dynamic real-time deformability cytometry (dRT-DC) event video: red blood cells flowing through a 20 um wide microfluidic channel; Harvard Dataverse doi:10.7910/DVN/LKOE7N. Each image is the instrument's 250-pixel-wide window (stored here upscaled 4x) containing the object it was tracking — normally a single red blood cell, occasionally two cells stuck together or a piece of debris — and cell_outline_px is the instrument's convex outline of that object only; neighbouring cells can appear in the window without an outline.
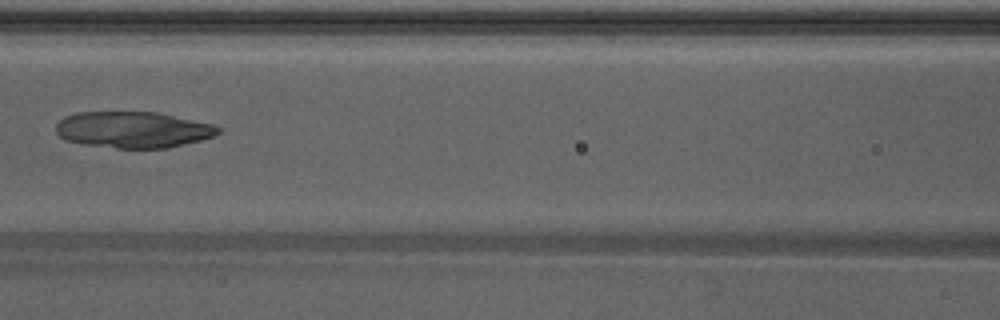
{"species": "Egyptian fruit bat (a non-hibernating species)", "species_latin": "Rousettus aegyptiacus", "temperature_condition": "warm", "stored_images_in_passage": 37, "camera_frame_rate_fps": 3000, "um_per_image_px": 0.085, "animal": {"sex": "male"}, "frame": {"image": 1, "passage_image": 11, "time_ms": 3.333, "image_size_px": [1000, 320], "cell_outline_px": [[220, 132], [216, 136], [168, 148], [116, 148], [80, 144], [64, 140], [56, 132], [56, 124], [64, 116], [76, 112], [156, 112], [212, 124], [220, 128]], "centroid_in_image_um": [11.27, 11.03], "position_along_channel_um": 155.3, "area_um2": 34.39}}
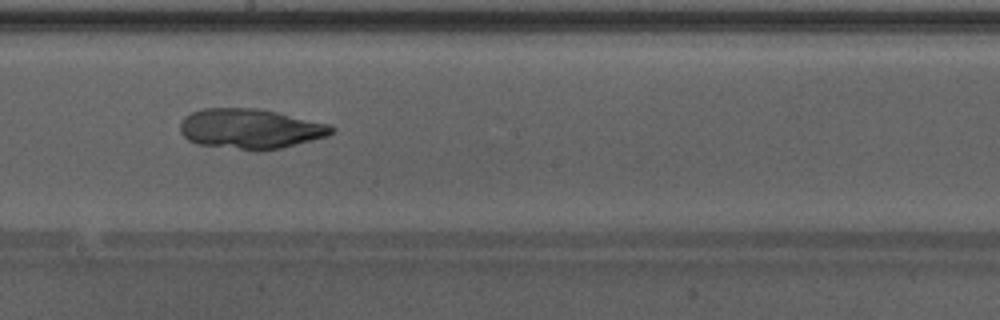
{"frame": {"image": 2, "passage_image": 16, "time_ms": 5.0, "image_size_px": [1000, 320], "cell_outline_px": [[336, 132], [328, 136], [280, 148], [256, 152], [196, 144], [188, 140], [180, 132], [180, 124], [184, 116], [192, 112], [204, 108], [256, 108], [276, 112], [328, 124], [336, 128]], "centroid_in_image_um": [21.26, 10.96], "position_along_channel_um": 226.9, "area_um2": 35.55}}